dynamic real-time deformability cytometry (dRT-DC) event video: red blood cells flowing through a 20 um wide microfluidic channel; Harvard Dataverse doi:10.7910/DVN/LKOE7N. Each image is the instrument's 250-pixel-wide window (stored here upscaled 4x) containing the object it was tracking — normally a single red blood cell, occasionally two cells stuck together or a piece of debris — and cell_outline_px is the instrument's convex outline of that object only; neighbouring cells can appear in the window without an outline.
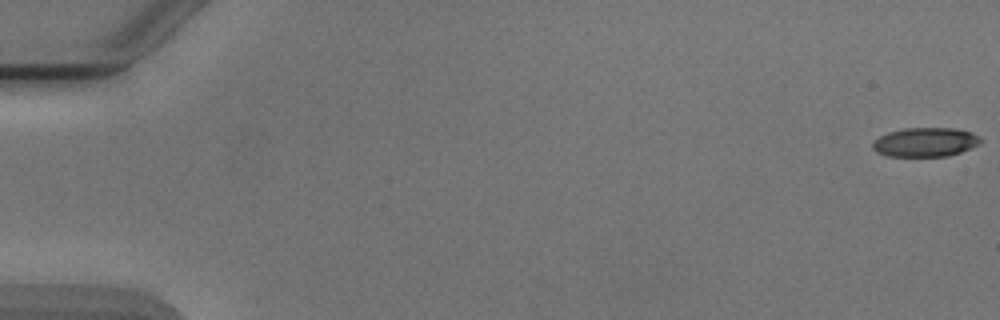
{"species": "Egyptian fruit bat (a non-hibernating species)", "species_latin": "Rousettus aegyptiacus", "temperature_condition": "cold", "stored_images_in_passage": 2, "camera_frame_rate_fps": 3000, "um_per_image_px": 0.085, "animal": {"sex": "male"}, "frame": {"image": 1, "passage_image": 1, "time_ms": 0.0, "image_size_px": [1000, 320], "cell_outline_px": [[980, 144], [960, 152], [948, 156], [888, 156], [876, 152], [872, 148], [872, 144], [880, 136], [888, 132], [904, 128], [952, 128], [972, 132], [980, 140]], "centroid_in_image_um": [78.62, 12.08], "position_along_channel_um": 6.4, "area_um2": 18.15}}